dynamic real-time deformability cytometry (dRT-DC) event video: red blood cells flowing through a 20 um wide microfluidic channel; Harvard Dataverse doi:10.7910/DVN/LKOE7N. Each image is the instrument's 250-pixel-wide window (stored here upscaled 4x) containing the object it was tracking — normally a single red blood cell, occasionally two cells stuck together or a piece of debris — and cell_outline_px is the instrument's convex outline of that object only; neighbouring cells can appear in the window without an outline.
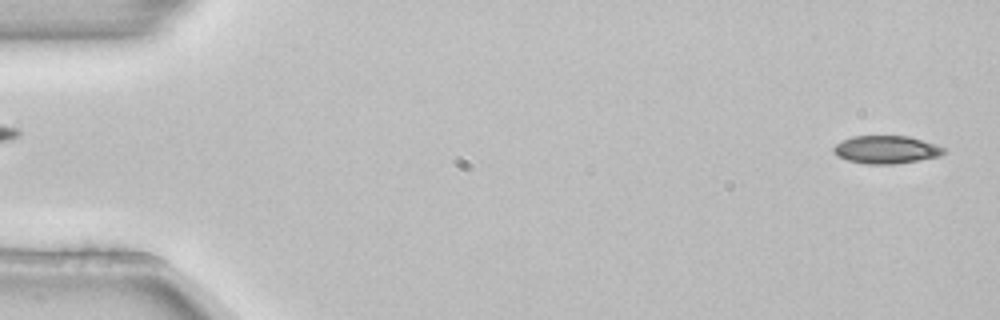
{"species": "common noctule bat (a hibernating species)", "species_latin": "Nyctalus noctula", "temperature_condition": "room temperature", "stored_images_in_passage": 5, "segment_of_instrument_passage": [2, 2], "camera_frame_rate_fps": 3000, "um_per_image_px": 0.085, "animal": {"sex": "female", "body_mass_g": 22.7, "forearm_length_mm": 54.2}, "frame": {"image": 1, "passage_image": 5, "time_ms": 1.333, "image_size_px": [1000, 320], "cell_outline_px": [[944, 152], [940, 156], [892, 164], [864, 164], [848, 160], [836, 156], [832, 152], [832, 148], [836, 144], [852, 136], [908, 136], [944, 148]], "centroid_in_image_um": [75.24, 12.72], "position_along_channel_um": 9.8, "area_um2": 17.63}}